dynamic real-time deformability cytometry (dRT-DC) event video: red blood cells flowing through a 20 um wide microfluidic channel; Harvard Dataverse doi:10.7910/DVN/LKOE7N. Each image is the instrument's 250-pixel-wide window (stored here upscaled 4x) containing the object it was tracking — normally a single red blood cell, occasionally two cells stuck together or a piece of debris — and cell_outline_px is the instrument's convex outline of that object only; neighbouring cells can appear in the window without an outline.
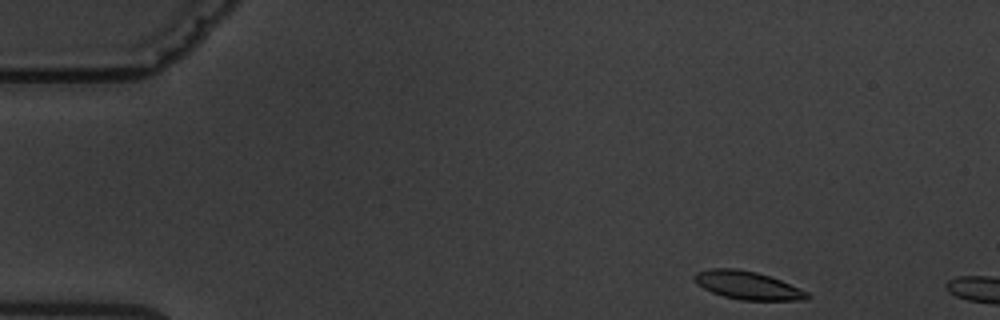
{"species": "common noctule bat (a hibernating species)", "species_latin": "Nyctalus noctula", "temperature_condition": "warm", "stored_images_in_passage": 3, "camera_frame_rate_fps": 3000, "um_per_image_px": 0.085, "animal": {"sex": "male", "body_mass_g": 19.5, "forearm_length_mm": 54.6}, "frame": {"image": 1, "passage_image": 1, "time_ms": 0.0, "image_size_px": [1000, 320], "cell_outline_px": [[812, 296], [808, 300], [740, 300], [724, 296], [712, 292], [696, 284], [692, 280], [692, 276], [696, 272], [712, 268], [736, 268], [756, 272], [780, 280], [808, 292]], "centroid_in_image_um": [63.52, 24.25], "position_along_channel_um": 21.5, "area_um2": 18.55}}